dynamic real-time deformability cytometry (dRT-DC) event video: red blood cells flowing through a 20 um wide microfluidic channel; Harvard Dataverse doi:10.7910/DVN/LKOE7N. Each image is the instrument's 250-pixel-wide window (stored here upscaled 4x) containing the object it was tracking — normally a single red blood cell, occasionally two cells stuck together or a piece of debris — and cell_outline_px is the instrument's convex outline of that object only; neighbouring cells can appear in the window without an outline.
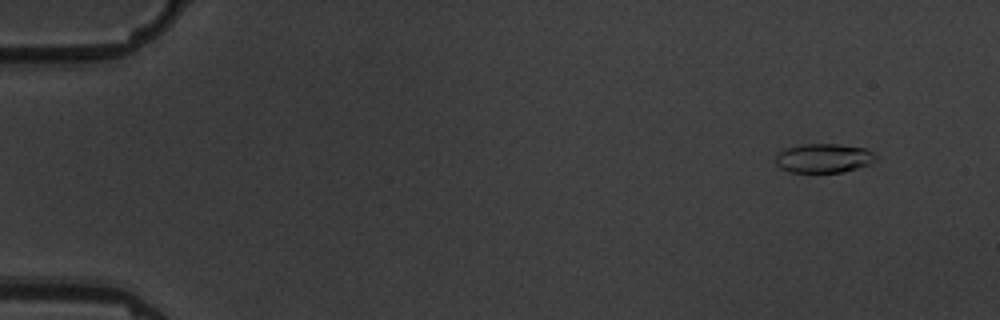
{"species": "common noctule bat (a hibernating species)", "species_latin": "Nyctalus noctula", "temperature_condition": "warm", "stored_images_in_passage": 7, "camera_frame_rate_fps": 3000, "um_per_image_px": 0.085, "animal": {"sex": "male", "body_mass_g": 19.5, "forearm_length_mm": 54.6}, "frame": {"image": 1, "passage_image": 2, "time_ms": 1.333, "image_size_px": [1000, 320], "cell_outline_px": [[876, 160], [872, 164], [840, 172], [788, 172], [780, 168], [776, 164], [776, 156], [784, 148], [800, 144], [840, 144], [864, 148], [872, 152], [876, 156]], "centroid_in_image_um": [70.0, 13.44], "position_along_channel_um": 15.0, "area_um2": 17.05}}
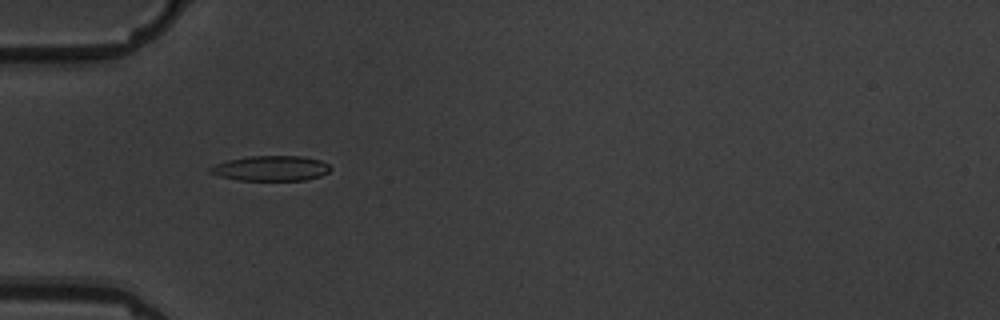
{"frame": {"image": 2, "passage_image": 6, "time_ms": 6.0, "image_size_px": [1000, 320], "cell_outline_px": [[332, 168], [328, 172], [320, 176], [304, 180], [236, 180], [220, 176], [208, 172], [208, 168], [216, 164], [228, 160], [248, 156], [304, 156], [320, 160], [328, 164]], "centroid_in_image_um": [23.03, 14.3], "position_along_channel_um": 62.0, "area_um2": 17.63}}
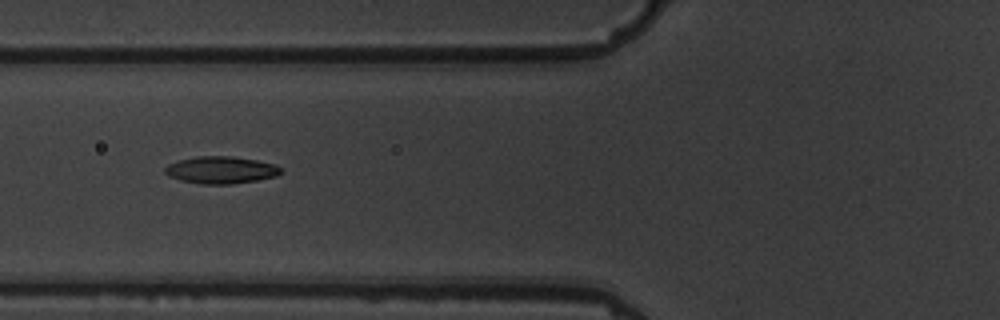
{"frame": {"image": 3, "passage_image": 7, "time_ms": 7.333, "image_size_px": [1000, 320], "cell_outline_px": [[280, 172], [276, 176], [256, 180], [232, 184], [200, 184], [180, 180], [168, 176], [164, 172], [164, 168], [168, 164], [180, 160], [196, 156], [232, 156], [256, 160], [276, 164], [280, 168]], "centroid_in_image_um": [18.75, 14.45], "position_along_channel_um": 107.1, "area_um2": 18.32}}